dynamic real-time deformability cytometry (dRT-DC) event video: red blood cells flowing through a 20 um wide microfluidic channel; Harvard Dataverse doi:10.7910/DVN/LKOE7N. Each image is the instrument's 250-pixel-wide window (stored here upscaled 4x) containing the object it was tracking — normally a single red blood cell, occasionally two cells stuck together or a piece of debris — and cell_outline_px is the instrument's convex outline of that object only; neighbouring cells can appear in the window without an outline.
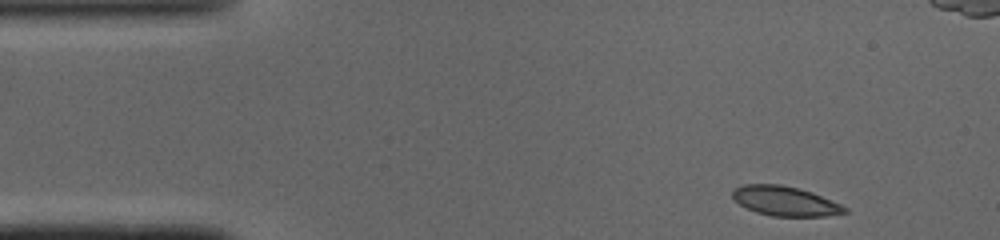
{"species": "common noctule bat (a hibernating species)", "species_latin": "Nyctalus noctula", "temperature_condition": "cold", "stored_images_in_passage": 45, "camera_frame_rate_fps": 3000, "um_per_image_px": 0.085, "animal": {"sex": "male", "body_mass_g": 19.0, "forearm_length_mm": 50.8}, "frame": {"image": 1, "passage_image": 1, "time_ms": 0.0, "image_size_px": [1000, 240], "cell_outline_px": [[848, 212], [824, 216], [772, 216], [756, 212], [740, 204], [732, 196], [732, 192], [736, 188], [744, 184], [780, 184], [812, 192], [840, 204], [848, 208]], "centroid_in_image_um": [66.74, 17.09], "position_along_channel_um": 18.3, "area_um2": 19.07}}
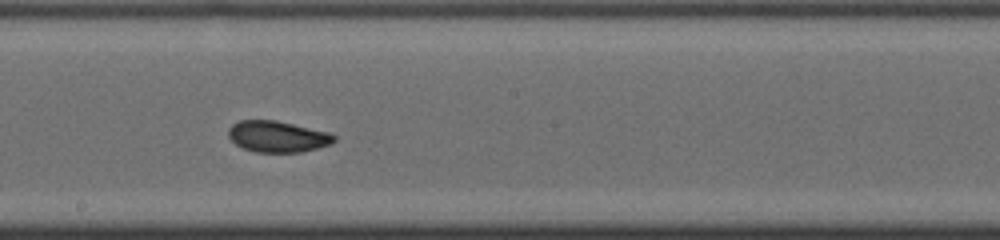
{"frame": {"image": 2, "passage_image": 22, "time_ms": 7.0, "image_size_px": [1000, 240], "cell_outline_px": [[336, 140], [332, 144], [300, 152], [256, 152], [244, 148], [236, 144], [228, 136], [228, 128], [232, 124], [240, 120], [276, 120], [332, 132], [336, 136]], "centroid_in_image_um": [23.63, 11.59], "position_along_channel_um": 224.6, "area_um2": 19.42}}
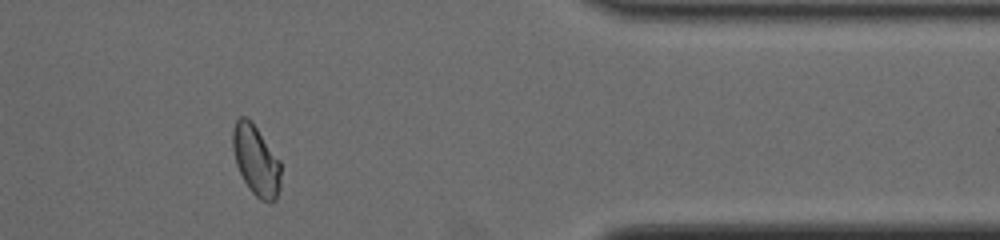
{"frame": {"image": 3, "passage_image": 36, "time_ms": 11.667, "image_size_px": [1000, 240], "cell_outline_px": [[280, 188], [276, 200], [268, 204], [260, 200], [248, 188], [236, 164], [232, 148], [232, 132], [236, 120], [240, 116], [244, 116], [256, 128], [280, 160]], "centroid_in_image_um": [21.76, 13.69], "position_along_channel_um": 389.6, "area_um2": 19.59}, "authors_computed_cell_mechanics": {"area_um2": 19.8254, "velocity_mm_per_s": 4.0905, "shape_relaxation_time_tau1_ms": 2.7341, "shape_relaxation_time_tau2_ms": 1.5159, "deformation_change_tau1": 0.0902, "deformation_change_tau2": 0.0472}}